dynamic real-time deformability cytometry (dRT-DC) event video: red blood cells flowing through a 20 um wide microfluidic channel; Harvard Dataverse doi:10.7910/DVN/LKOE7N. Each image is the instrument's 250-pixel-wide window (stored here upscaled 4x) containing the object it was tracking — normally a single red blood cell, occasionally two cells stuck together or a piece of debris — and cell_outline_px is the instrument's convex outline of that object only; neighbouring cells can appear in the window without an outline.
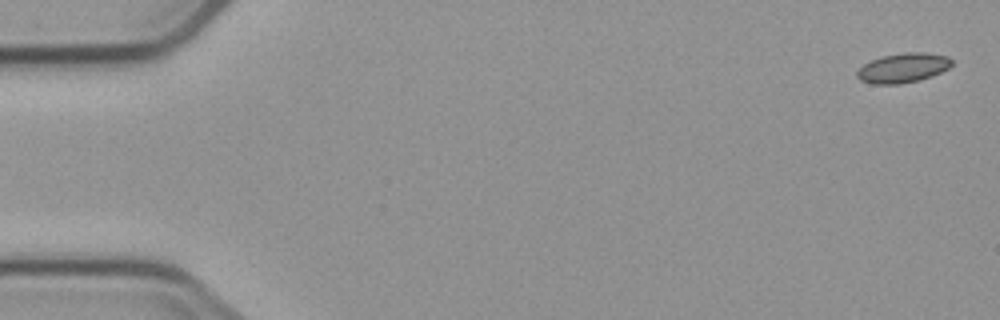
{"species": "common noctule bat (a hibernating species)", "species_latin": "Nyctalus noctula", "temperature_condition": "cold", "stored_images_in_passage": 6, "camera_frame_rate_fps": 3000, "um_per_image_px": 0.085, "animal": {"sex": "male", "body_mass_g": 23.1, "forearm_length_mm": 52.7}, "frame": {"image": 1, "passage_image": 1, "time_ms": 0.0, "image_size_px": [1000, 320], "cell_outline_px": [[952, 64], [948, 68], [932, 76], [920, 80], [900, 84], [872, 84], [860, 80], [856, 76], [856, 72], [864, 64], [880, 56], [904, 52], [924, 52], [948, 56], [952, 60]], "centroid_in_image_um": [76.75, 5.77], "position_along_channel_um": 8.3, "area_um2": 16.42}}
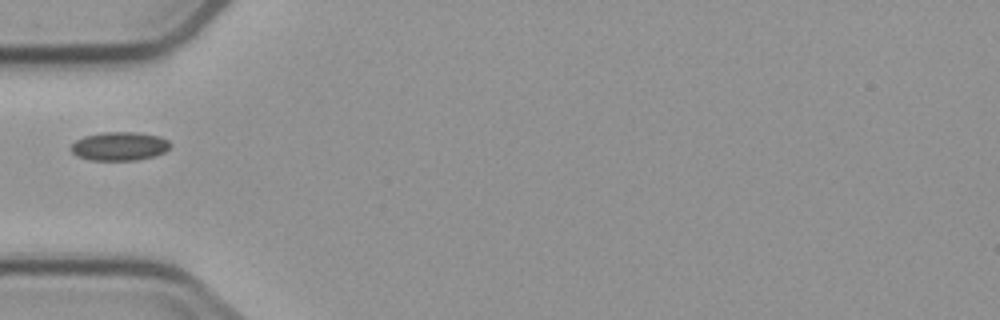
{"frame": {"image": 2, "passage_image": 5, "time_ms": 5.667, "image_size_px": [1000, 320], "cell_outline_px": [[172, 144], [164, 152], [156, 156], [136, 160], [92, 160], [76, 156], [68, 148], [76, 140], [84, 136], [100, 132], [136, 132], [160, 136], [168, 140]], "centroid_in_image_um": [10.14, 12.42], "position_along_channel_um": 74.9, "area_um2": 16.76}}
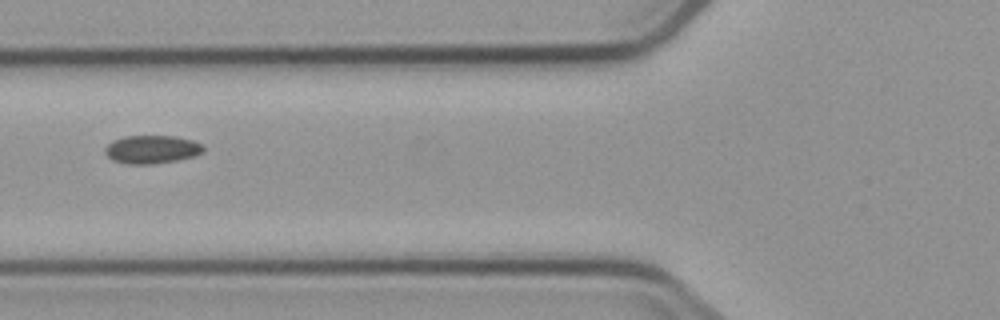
{"frame": {"image": 3, "passage_image": 6, "time_ms": 6.667, "image_size_px": [1000, 320], "cell_outline_px": [[204, 152], [196, 156], [176, 160], [152, 164], [128, 164], [112, 160], [104, 152], [104, 148], [112, 140], [124, 136], [176, 136], [192, 140], [204, 144]], "centroid_in_image_um": [12.92, 12.69], "position_along_channel_um": 112.9, "area_um2": 16.36}}